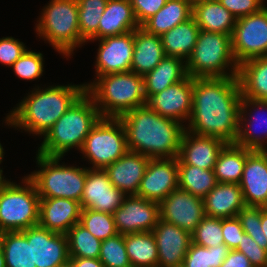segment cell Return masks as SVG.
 I'll use <instances>...</instances> for the list:
<instances>
[{"instance_id": "3957f363", "label": "cell", "mask_w": 267, "mask_h": 267, "mask_svg": "<svg viewBox=\"0 0 267 267\" xmlns=\"http://www.w3.org/2000/svg\"><path fill=\"white\" fill-rule=\"evenodd\" d=\"M34 90L10 111L5 123L44 136L54 123L86 92L80 85H55Z\"/></svg>"}, {"instance_id": "d6a6232c", "label": "cell", "mask_w": 267, "mask_h": 267, "mask_svg": "<svg viewBox=\"0 0 267 267\" xmlns=\"http://www.w3.org/2000/svg\"><path fill=\"white\" fill-rule=\"evenodd\" d=\"M251 149L227 143L218 155L214 165V174L218 183L239 184L242 178L244 165Z\"/></svg>"}, {"instance_id": "484cf974", "label": "cell", "mask_w": 267, "mask_h": 267, "mask_svg": "<svg viewBox=\"0 0 267 267\" xmlns=\"http://www.w3.org/2000/svg\"><path fill=\"white\" fill-rule=\"evenodd\" d=\"M166 57L161 38L147 32L141 26L134 30V50L131 71L145 76Z\"/></svg>"}, {"instance_id": "e0dca14e", "label": "cell", "mask_w": 267, "mask_h": 267, "mask_svg": "<svg viewBox=\"0 0 267 267\" xmlns=\"http://www.w3.org/2000/svg\"><path fill=\"white\" fill-rule=\"evenodd\" d=\"M96 77L131 71L134 50V31L98 39Z\"/></svg>"}, {"instance_id": "4316f807", "label": "cell", "mask_w": 267, "mask_h": 267, "mask_svg": "<svg viewBox=\"0 0 267 267\" xmlns=\"http://www.w3.org/2000/svg\"><path fill=\"white\" fill-rule=\"evenodd\" d=\"M98 26V39L125 34L140 27L130 0H108Z\"/></svg>"}, {"instance_id": "9c48e42d", "label": "cell", "mask_w": 267, "mask_h": 267, "mask_svg": "<svg viewBox=\"0 0 267 267\" xmlns=\"http://www.w3.org/2000/svg\"><path fill=\"white\" fill-rule=\"evenodd\" d=\"M24 185L10 180L0 190V229L22 231L39 224L40 197L34 183L25 176Z\"/></svg>"}, {"instance_id": "f546056e", "label": "cell", "mask_w": 267, "mask_h": 267, "mask_svg": "<svg viewBox=\"0 0 267 267\" xmlns=\"http://www.w3.org/2000/svg\"><path fill=\"white\" fill-rule=\"evenodd\" d=\"M199 32V26L191 17L161 35L165 56L181 58L186 63L193 52Z\"/></svg>"}, {"instance_id": "4dcf8cb0", "label": "cell", "mask_w": 267, "mask_h": 267, "mask_svg": "<svg viewBox=\"0 0 267 267\" xmlns=\"http://www.w3.org/2000/svg\"><path fill=\"white\" fill-rule=\"evenodd\" d=\"M238 79L243 97L267 100V56L240 64Z\"/></svg>"}, {"instance_id": "7dc6e473", "label": "cell", "mask_w": 267, "mask_h": 267, "mask_svg": "<svg viewBox=\"0 0 267 267\" xmlns=\"http://www.w3.org/2000/svg\"><path fill=\"white\" fill-rule=\"evenodd\" d=\"M236 19L259 12L265 5L261 0H218Z\"/></svg>"}, {"instance_id": "ab89813d", "label": "cell", "mask_w": 267, "mask_h": 267, "mask_svg": "<svg viewBox=\"0 0 267 267\" xmlns=\"http://www.w3.org/2000/svg\"><path fill=\"white\" fill-rule=\"evenodd\" d=\"M79 224L101 241L118 234L110 213L82 209Z\"/></svg>"}, {"instance_id": "f6af8a7d", "label": "cell", "mask_w": 267, "mask_h": 267, "mask_svg": "<svg viewBox=\"0 0 267 267\" xmlns=\"http://www.w3.org/2000/svg\"><path fill=\"white\" fill-rule=\"evenodd\" d=\"M235 250L242 252L253 267H267V250L260 247L248 234L242 235V240Z\"/></svg>"}, {"instance_id": "83f0119b", "label": "cell", "mask_w": 267, "mask_h": 267, "mask_svg": "<svg viewBox=\"0 0 267 267\" xmlns=\"http://www.w3.org/2000/svg\"><path fill=\"white\" fill-rule=\"evenodd\" d=\"M192 17L200 30L232 36L237 19L218 0H207L192 6Z\"/></svg>"}, {"instance_id": "d4e9b609", "label": "cell", "mask_w": 267, "mask_h": 267, "mask_svg": "<svg viewBox=\"0 0 267 267\" xmlns=\"http://www.w3.org/2000/svg\"><path fill=\"white\" fill-rule=\"evenodd\" d=\"M205 214L208 217L232 218L246 206L239 184L218 183L204 198Z\"/></svg>"}, {"instance_id": "f1b7e54d", "label": "cell", "mask_w": 267, "mask_h": 267, "mask_svg": "<svg viewBox=\"0 0 267 267\" xmlns=\"http://www.w3.org/2000/svg\"><path fill=\"white\" fill-rule=\"evenodd\" d=\"M181 58L164 57L161 62L144 76V93L148 100L152 95L185 79L186 63Z\"/></svg>"}, {"instance_id": "ffe728a7", "label": "cell", "mask_w": 267, "mask_h": 267, "mask_svg": "<svg viewBox=\"0 0 267 267\" xmlns=\"http://www.w3.org/2000/svg\"><path fill=\"white\" fill-rule=\"evenodd\" d=\"M227 143L216 137L195 135L184 130L178 153V165L213 170L218 155Z\"/></svg>"}, {"instance_id": "680465c9", "label": "cell", "mask_w": 267, "mask_h": 267, "mask_svg": "<svg viewBox=\"0 0 267 267\" xmlns=\"http://www.w3.org/2000/svg\"><path fill=\"white\" fill-rule=\"evenodd\" d=\"M4 232L0 229V249L2 248V238H3Z\"/></svg>"}, {"instance_id": "277c9868", "label": "cell", "mask_w": 267, "mask_h": 267, "mask_svg": "<svg viewBox=\"0 0 267 267\" xmlns=\"http://www.w3.org/2000/svg\"><path fill=\"white\" fill-rule=\"evenodd\" d=\"M100 118L93 99L85 92L45 133L37 153L63 158L71 148L80 150Z\"/></svg>"}, {"instance_id": "603a6c76", "label": "cell", "mask_w": 267, "mask_h": 267, "mask_svg": "<svg viewBox=\"0 0 267 267\" xmlns=\"http://www.w3.org/2000/svg\"><path fill=\"white\" fill-rule=\"evenodd\" d=\"M149 160L143 154L128 150L104 170L116 189L126 196L136 195Z\"/></svg>"}, {"instance_id": "681fc988", "label": "cell", "mask_w": 267, "mask_h": 267, "mask_svg": "<svg viewBox=\"0 0 267 267\" xmlns=\"http://www.w3.org/2000/svg\"><path fill=\"white\" fill-rule=\"evenodd\" d=\"M168 0H130L136 19L141 26L151 16L155 15Z\"/></svg>"}, {"instance_id": "7a4b0ae2", "label": "cell", "mask_w": 267, "mask_h": 267, "mask_svg": "<svg viewBox=\"0 0 267 267\" xmlns=\"http://www.w3.org/2000/svg\"><path fill=\"white\" fill-rule=\"evenodd\" d=\"M129 151L150 159L177 158L185 125L162 117L147 105L134 108L121 117Z\"/></svg>"}, {"instance_id": "4fadbf2b", "label": "cell", "mask_w": 267, "mask_h": 267, "mask_svg": "<svg viewBox=\"0 0 267 267\" xmlns=\"http://www.w3.org/2000/svg\"><path fill=\"white\" fill-rule=\"evenodd\" d=\"M32 240V267H60L69 262L68 239L39 224L22 230Z\"/></svg>"}, {"instance_id": "52a82bcc", "label": "cell", "mask_w": 267, "mask_h": 267, "mask_svg": "<svg viewBox=\"0 0 267 267\" xmlns=\"http://www.w3.org/2000/svg\"><path fill=\"white\" fill-rule=\"evenodd\" d=\"M36 23L39 37L47 40L57 52L70 57L85 41L80 35L77 0H51Z\"/></svg>"}, {"instance_id": "60d3db41", "label": "cell", "mask_w": 267, "mask_h": 267, "mask_svg": "<svg viewBox=\"0 0 267 267\" xmlns=\"http://www.w3.org/2000/svg\"><path fill=\"white\" fill-rule=\"evenodd\" d=\"M99 260L104 267H132L126 246L124 234H116L101 242Z\"/></svg>"}, {"instance_id": "8d00e7d4", "label": "cell", "mask_w": 267, "mask_h": 267, "mask_svg": "<svg viewBox=\"0 0 267 267\" xmlns=\"http://www.w3.org/2000/svg\"><path fill=\"white\" fill-rule=\"evenodd\" d=\"M108 0H77L80 35L85 42L98 40V26Z\"/></svg>"}, {"instance_id": "9a60e30c", "label": "cell", "mask_w": 267, "mask_h": 267, "mask_svg": "<svg viewBox=\"0 0 267 267\" xmlns=\"http://www.w3.org/2000/svg\"><path fill=\"white\" fill-rule=\"evenodd\" d=\"M178 188V159H150L136 196L160 204Z\"/></svg>"}, {"instance_id": "1f68e13d", "label": "cell", "mask_w": 267, "mask_h": 267, "mask_svg": "<svg viewBox=\"0 0 267 267\" xmlns=\"http://www.w3.org/2000/svg\"><path fill=\"white\" fill-rule=\"evenodd\" d=\"M192 17V5L189 0H168L167 3L153 16L146 20L141 27L147 32L161 36Z\"/></svg>"}, {"instance_id": "2e32d148", "label": "cell", "mask_w": 267, "mask_h": 267, "mask_svg": "<svg viewBox=\"0 0 267 267\" xmlns=\"http://www.w3.org/2000/svg\"><path fill=\"white\" fill-rule=\"evenodd\" d=\"M126 195L116 189L105 170L87 167V175L80 205L82 209L113 214Z\"/></svg>"}, {"instance_id": "f5cc1de1", "label": "cell", "mask_w": 267, "mask_h": 267, "mask_svg": "<svg viewBox=\"0 0 267 267\" xmlns=\"http://www.w3.org/2000/svg\"><path fill=\"white\" fill-rule=\"evenodd\" d=\"M261 226L265 237L267 238V209L261 207Z\"/></svg>"}, {"instance_id": "ee69618b", "label": "cell", "mask_w": 267, "mask_h": 267, "mask_svg": "<svg viewBox=\"0 0 267 267\" xmlns=\"http://www.w3.org/2000/svg\"><path fill=\"white\" fill-rule=\"evenodd\" d=\"M43 62L42 53L27 49L11 67L19 78L24 80H34L43 76Z\"/></svg>"}, {"instance_id": "bcb514c9", "label": "cell", "mask_w": 267, "mask_h": 267, "mask_svg": "<svg viewBox=\"0 0 267 267\" xmlns=\"http://www.w3.org/2000/svg\"><path fill=\"white\" fill-rule=\"evenodd\" d=\"M27 48L23 42L13 37L0 38V63L11 67Z\"/></svg>"}, {"instance_id": "f907efd6", "label": "cell", "mask_w": 267, "mask_h": 267, "mask_svg": "<svg viewBox=\"0 0 267 267\" xmlns=\"http://www.w3.org/2000/svg\"><path fill=\"white\" fill-rule=\"evenodd\" d=\"M220 267H253L249 259L237 250H230Z\"/></svg>"}, {"instance_id": "8fae6325", "label": "cell", "mask_w": 267, "mask_h": 267, "mask_svg": "<svg viewBox=\"0 0 267 267\" xmlns=\"http://www.w3.org/2000/svg\"><path fill=\"white\" fill-rule=\"evenodd\" d=\"M231 39L238 65L247 60L267 56V7L238 18Z\"/></svg>"}, {"instance_id": "30bf717a", "label": "cell", "mask_w": 267, "mask_h": 267, "mask_svg": "<svg viewBox=\"0 0 267 267\" xmlns=\"http://www.w3.org/2000/svg\"><path fill=\"white\" fill-rule=\"evenodd\" d=\"M80 150L90 164H93L91 169H106L128 151L126 132L121 120L100 118Z\"/></svg>"}, {"instance_id": "9f6ffc18", "label": "cell", "mask_w": 267, "mask_h": 267, "mask_svg": "<svg viewBox=\"0 0 267 267\" xmlns=\"http://www.w3.org/2000/svg\"><path fill=\"white\" fill-rule=\"evenodd\" d=\"M3 153H4V149H3V147H2V145L0 143V164H1L2 160H3V155H4Z\"/></svg>"}, {"instance_id": "ac0fdd59", "label": "cell", "mask_w": 267, "mask_h": 267, "mask_svg": "<svg viewBox=\"0 0 267 267\" xmlns=\"http://www.w3.org/2000/svg\"><path fill=\"white\" fill-rule=\"evenodd\" d=\"M192 99L193 78L188 75L180 82L152 95L147 100L146 105L162 117L184 123L190 118Z\"/></svg>"}, {"instance_id": "6f0895ef", "label": "cell", "mask_w": 267, "mask_h": 267, "mask_svg": "<svg viewBox=\"0 0 267 267\" xmlns=\"http://www.w3.org/2000/svg\"><path fill=\"white\" fill-rule=\"evenodd\" d=\"M203 1H207V0H189L190 4L193 6L199 2H203Z\"/></svg>"}, {"instance_id": "7bdbcfd3", "label": "cell", "mask_w": 267, "mask_h": 267, "mask_svg": "<svg viewBox=\"0 0 267 267\" xmlns=\"http://www.w3.org/2000/svg\"><path fill=\"white\" fill-rule=\"evenodd\" d=\"M237 217L241 221L244 232L260 247L267 250V238L261 226V207L245 206L238 212Z\"/></svg>"}, {"instance_id": "91938a15", "label": "cell", "mask_w": 267, "mask_h": 267, "mask_svg": "<svg viewBox=\"0 0 267 267\" xmlns=\"http://www.w3.org/2000/svg\"><path fill=\"white\" fill-rule=\"evenodd\" d=\"M60 267H72L71 264L68 262L67 264L60 266Z\"/></svg>"}, {"instance_id": "b9f144b4", "label": "cell", "mask_w": 267, "mask_h": 267, "mask_svg": "<svg viewBox=\"0 0 267 267\" xmlns=\"http://www.w3.org/2000/svg\"><path fill=\"white\" fill-rule=\"evenodd\" d=\"M192 243L207 248L225 244L222 218L205 216L192 233Z\"/></svg>"}, {"instance_id": "d6986e66", "label": "cell", "mask_w": 267, "mask_h": 267, "mask_svg": "<svg viewBox=\"0 0 267 267\" xmlns=\"http://www.w3.org/2000/svg\"><path fill=\"white\" fill-rule=\"evenodd\" d=\"M152 232L158 250L157 267H182L192 234L160 218Z\"/></svg>"}, {"instance_id": "8992f818", "label": "cell", "mask_w": 267, "mask_h": 267, "mask_svg": "<svg viewBox=\"0 0 267 267\" xmlns=\"http://www.w3.org/2000/svg\"><path fill=\"white\" fill-rule=\"evenodd\" d=\"M186 69L192 78L238 77L231 36L200 30Z\"/></svg>"}, {"instance_id": "db71d44e", "label": "cell", "mask_w": 267, "mask_h": 267, "mask_svg": "<svg viewBox=\"0 0 267 267\" xmlns=\"http://www.w3.org/2000/svg\"><path fill=\"white\" fill-rule=\"evenodd\" d=\"M9 180L4 179L3 170L0 168V190Z\"/></svg>"}, {"instance_id": "cb8c5ba5", "label": "cell", "mask_w": 267, "mask_h": 267, "mask_svg": "<svg viewBox=\"0 0 267 267\" xmlns=\"http://www.w3.org/2000/svg\"><path fill=\"white\" fill-rule=\"evenodd\" d=\"M80 202L67 198H40L39 225L49 231L66 234L79 223Z\"/></svg>"}, {"instance_id": "44dd1931", "label": "cell", "mask_w": 267, "mask_h": 267, "mask_svg": "<svg viewBox=\"0 0 267 267\" xmlns=\"http://www.w3.org/2000/svg\"><path fill=\"white\" fill-rule=\"evenodd\" d=\"M246 206H267V152L252 150L247 158L239 183Z\"/></svg>"}, {"instance_id": "e575fe53", "label": "cell", "mask_w": 267, "mask_h": 267, "mask_svg": "<svg viewBox=\"0 0 267 267\" xmlns=\"http://www.w3.org/2000/svg\"><path fill=\"white\" fill-rule=\"evenodd\" d=\"M218 184L213 170L192 165H178V187L204 198Z\"/></svg>"}, {"instance_id": "7c38bea8", "label": "cell", "mask_w": 267, "mask_h": 267, "mask_svg": "<svg viewBox=\"0 0 267 267\" xmlns=\"http://www.w3.org/2000/svg\"><path fill=\"white\" fill-rule=\"evenodd\" d=\"M113 217L119 234L149 232L160 218L159 203L136 195L126 196Z\"/></svg>"}, {"instance_id": "836d02e7", "label": "cell", "mask_w": 267, "mask_h": 267, "mask_svg": "<svg viewBox=\"0 0 267 267\" xmlns=\"http://www.w3.org/2000/svg\"><path fill=\"white\" fill-rule=\"evenodd\" d=\"M124 243L132 267H157L158 250L152 231L124 234Z\"/></svg>"}, {"instance_id": "5b68a950", "label": "cell", "mask_w": 267, "mask_h": 267, "mask_svg": "<svg viewBox=\"0 0 267 267\" xmlns=\"http://www.w3.org/2000/svg\"><path fill=\"white\" fill-rule=\"evenodd\" d=\"M85 86L101 118H119L147 102L144 77L132 71L102 75Z\"/></svg>"}, {"instance_id": "7402d4cb", "label": "cell", "mask_w": 267, "mask_h": 267, "mask_svg": "<svg viewBox=\"0 0 267 267\" xmlns=\"http://www.w3.org/2000/svg\"><path fill=\"white\" fill-rule=\"evenodd\" d=\"M249 107L252 108V111L254 110V112H252L251 109L250 110L247 109ZM260 109L267 110V100L245 98L243 96L241 97L238 133L235 140L236 145L251 150L267 149V145L264 144L265 140H267V117H264V113H262V115H260V113H257L258 110L261 111ZM248 110L250 111L249 113L247 112ZM247 115L249 116L250 119L248 118ZM254 126L256 128L265 127L263 130V133L265 134L261 136L262 134H260V132L258 133L257 131H255L257 129L256 128L254 129Z\"/></svg>"}, {"instance_id": "ba28073f", "label": "cell", "mask_w": 267, "mask_h": 267, "mask_svg": "<svg viewBox=\"0 0 267 267\" xmlns=\"http://www.w3.org/2000/svg\"><path fill=\"white\" fill-rule=\"evenodd\" d=\"M40 170L27 177L34 183L40 198H67L80 202L87 168L61 165V157L36 154Z\"/></svg>"}, {"instance_id": "74e56055", "label": "cell", "mask_w": 267, "mask_h": 267, "mask_svg": "<svg viewBox=\"0 0 267 267\" xmlns=\"http://www.w3.org/2000/svg\"><path fill=\"white\" fill-rule=\"evenodd\" d=\"M69 257L99 258L101 240L94 237L79 223L66 233Z\"/></svg>"}, {"instance_id": "d590c367", "label": "cell", "mask_w": 267, "mask_h": 267, "mask_svg": "<svg viewBox=\"0 0 267 267\" xmlns=\"http://www.w3.org/2000/svg\"><path fill=\"white\" fill-rule=\"evenodd\" d=\"M2 250L6 267H32V240L22 231L4 232Z\"/></svg>"}, {"instance_id": "6da1fadb", "label": "cell", "mask_w": 267, "mask_h": 267, "mask_svg": "<svg viewBox=\"0 0 267 267\" xmlns=\"http://www.w3.org/2000/svg\"><path fill=\"white\" fill-rule=\"evenodd\" d=\"M241 97L238 77L193 78L192 112L185 130L235 143Z\"/></svg>"}, {"instance_id": "5bb4252c", "label": "cell", "mask_w": 267, "mask_h": 267, "mask_svg": "<svg viewBox=\"0 0 267 267\" xmlns=\"http://www.w3.org/2000/svg\"><path fill=\"white\" fill-rule=\"evenodd\" d=\"M160 219L193 233L206 216L203 199L176 189L159 204Z\"/></svg>"}, {"instance_id": "816d5d0a", "label": "cell", "mask_w": 267, "mask_h": 267, "mask_svg": "<svg viewBox=\"0 0 267 267\" xmlns=\"http://www.w3.org/2000/svg\"><path fill=\"white\" fill-rule=\"evenodd\" d=\"M72 267H104L99 258L69 257Z\"/></svg>"}, {"instance_id": "11a10c76", "label": "cell", "mask_w": 267, "mask_h": 267, "mask_svg": "<svg viewBox=\"0 0 267 267\" xmlns=\"http://www.w3.org/2000/svg\"><path fill=\"white\" fill-rule=\"evenodd\" d=\"M0 267H6L5 265V256L2 248L0 249Z\"/></svg>"}, {"instance_id": "c3c4849f", "label": "cell", "mask_w": 267, "mask_h": 267, "mask_svg": "<svg viewBox=\"0 0 267 267\" xmlns=\"http://www.w3.org/2000/svg\"><path fill=\"white\" fill-rule=\"evenodd\" d=\"M241 221L239 218H222V234L225 245L230 250H235L238 247L239 241L242 240L244 234Z\"/></svg>"}, {"instance_id": "f35d334b", "label": "cell", "mask_w": 267, "mask_h": 267, "mask_svg": "<svg viewBox=\"0 0 267 267\" xmlns=\"http://www.w3.org/2000/svg\"><path fill=\"white\" fill-rule=\"evenodd\" d=\"M229 251L225 244L207 248L191 243L182 267H220Z\"/></svg>"}]
</instances>
